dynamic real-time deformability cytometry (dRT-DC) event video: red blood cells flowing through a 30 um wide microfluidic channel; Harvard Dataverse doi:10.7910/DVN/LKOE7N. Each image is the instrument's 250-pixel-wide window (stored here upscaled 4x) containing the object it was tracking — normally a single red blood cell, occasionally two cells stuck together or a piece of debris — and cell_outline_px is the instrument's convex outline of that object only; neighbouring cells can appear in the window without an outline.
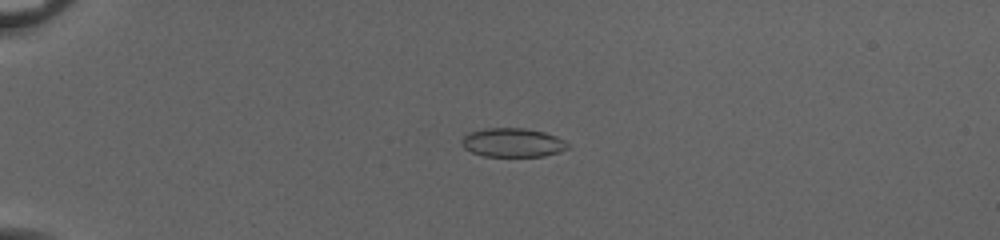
{"species": "common noctule bat (a hibernating species)", "species_latin": "Nyctalus noctula", "temperature_condition": "cold", "stored_images_in_passage": 54, "camera_frame_rate_fps": 3000, "um_per_image_px": 0.085, "animal": {"sex": "female", "body_mass_g": 20.0, "forearm_length_mm": 54.0}, "frame": {"image": 1, "passage_image": 16, "time_ms": 5.0, "image_size_px": [1000, 240], "cell_outline_px": [[568, 148], [544, 156], [484, 156], [472, 152], [464, 148], [460, 140], [468, 132], [484, 128], [524, 128], [544, 132], [556, 136], [564, 140], [568, 144]], "centroid_in_image_um": [43.54, 12.11], "position_along_channel_um": 41.5, "area_um2": 17.8}}
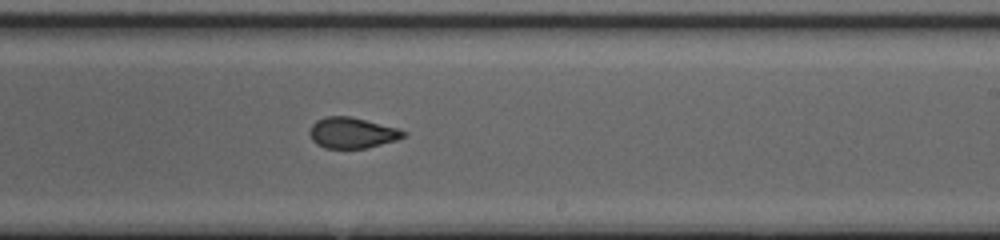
{"frame": {"image": 2, "passage_image": 36, "time_ms": 11.667, "image_size_px": [1000, 240], "cell_outline_px": [[408, 132], [404, 136], [396, 140], [364, 148], [324, 148], [316, 144], [312, 140], [308, 132], [312, 124], [316, 120], [328, 116], [352, 116], [400, 128]], "centroid_in_image_um": [29.93, 11.27], "position_along_channel_um": 259.1, "area_um2": 16.99}}
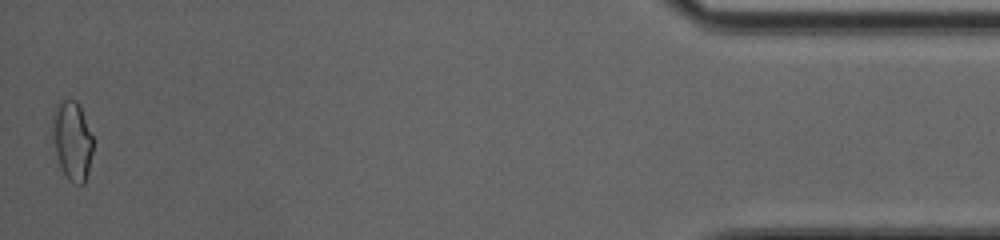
{"frame": {"image": 3, "passage_image": 54, "time_ms": 17.667, "image_size_px": [1000, 240], "cell_outline_px": [[92, 152], [88, 172], [84, 184], [72, 184], [68, 180], [60, 164], [56, 152], [52, 136], [52, 116], [60, 100], [76, 100], [80, 108], [92, 136]], "centroid_in_image_um": [6.13, 11.97], "position_along_channel_um": 429.1, "area_um2": 18.32}, "authors_computed_cell_mechanics": {"area_um2": 17.7446, "velocity_mm_per_s": 4.0734, "shape_relaxation_time_tau1_ms": null, "shape_relaxation_time_tau2_ms": 0.6861, "deformation_change_tau1": null, "deformation_change_tau2": 0.0503}}